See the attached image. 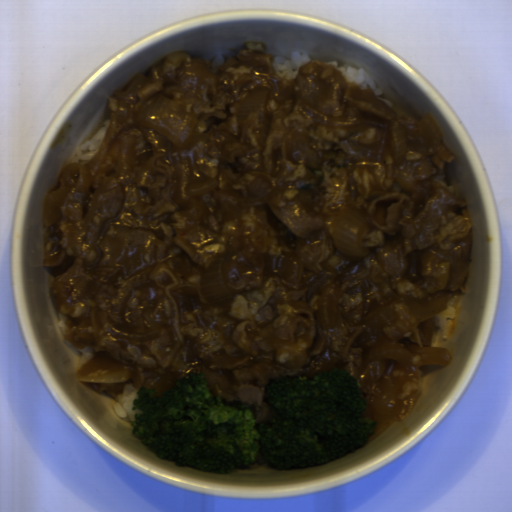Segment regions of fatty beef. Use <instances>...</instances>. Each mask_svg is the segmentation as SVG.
<instances>
[{
  "label": "fatty beef",
  "mask_w": 512,
  "mask_h": 512,
  "mask_svg": "<svg viewBox=\"0 0 512 512\" xmlns=\"http://www.w3.org/2000/svg\"><path fill=\"white\" fill-rule=\"evenodd\" d=\"M214 68L211 61L174 50L124 90L109 96L117 138L87 193L70 191L61 221L43 237L41 265L50 268L48 292L68 316L62 339L96 355L78 382L114 400L125 385L153 389L159 399L189 372L203 373L212 395L246 406L255 424L270 423L269 380L345 370L357 380L368 348L363 317L400 297L467 293L474 222L467 203L434 176L455 158L408 152L398 168L391 144L383 161L347 155L351 132L322 127L302 105L341 116L411 125L417 120L348 82L334 64L311 60L294 79L279 77L261 41ZM271 89L266 124L257 113L238 121V108L257 85ZM160 95L186 112L220 110L196 132H211L190 151L135 123L138 109ZM192 157L194 180L217 178L200 196L201 220L188 222L170 195L179 185L178 159ZM298 197L323 216L305 241L268 207ZM373 223L363 243L371 254L339 255L333 222L345 207ZM263 253L305 261L300 285L262 278ZM228 255L224 280L236 294L208 306L199 289L207 265ZM342 287L335 327L318 322L319 299L331 279ZM109 328L161 338L134 342Z\"/></svg>",
  "instance_id": "obj_1"
}]
</instances>
